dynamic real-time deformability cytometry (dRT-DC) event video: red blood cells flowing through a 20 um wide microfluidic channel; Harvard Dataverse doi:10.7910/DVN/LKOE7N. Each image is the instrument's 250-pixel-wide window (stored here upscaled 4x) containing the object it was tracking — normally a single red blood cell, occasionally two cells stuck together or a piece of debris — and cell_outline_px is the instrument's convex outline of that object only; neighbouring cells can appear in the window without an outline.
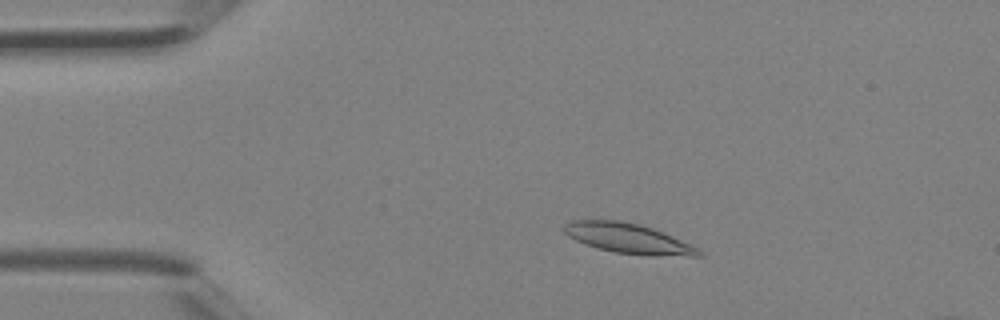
{"species": "Egyptian fruit bat (a non-hibernating species)", "species_latin": "Rousettus aegyptiacus", "temperature_condition": "room temperature", "stored_images_in_passage": 2, "camera_frame_rate_fps": 3000, "um_per_image_px": 0.085, "animal": {"sex": "female"}, "frame": {"image": 1, "passage_image": 1, "time_ms": 0.0, "image_size_px": [1000, 320], "cell_outline_px": [[704, 256], [648, 256], [616, 252], [600, 248], [576, 240], [568, 236], [560, 228], [564, 224], [572, 220], [620, 220], [640, 224], [664, 232], [692, 244], [700, 248], [704, 252]], "centroid_in_image_um": [53.47, 20.27], "position_along_channel_um": 31.5, "area_um2": 23.81}}